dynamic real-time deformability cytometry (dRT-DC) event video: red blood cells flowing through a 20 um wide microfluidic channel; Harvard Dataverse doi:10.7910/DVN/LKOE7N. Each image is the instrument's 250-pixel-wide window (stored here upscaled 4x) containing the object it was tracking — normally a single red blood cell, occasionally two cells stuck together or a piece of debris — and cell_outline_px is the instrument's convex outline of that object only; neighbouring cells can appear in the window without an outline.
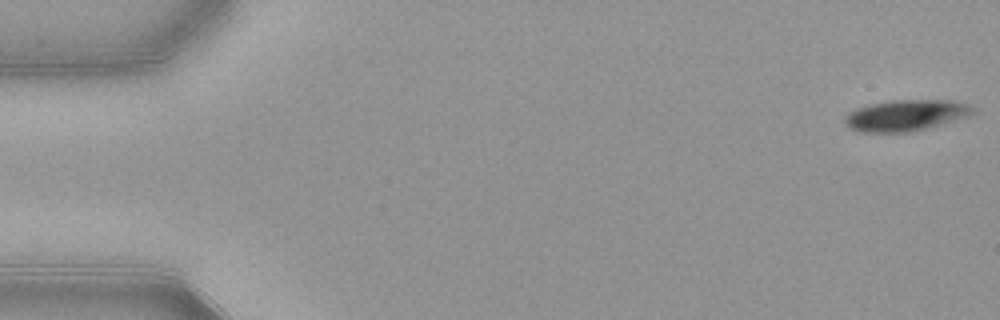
{"species": "common noctule bat (a hibernating species)", "species_latin": "Nyctalus noctula", "temperature_condition": "warm", "stored_images_in_passage": 49, "camera_frame_rate_fps": 3000, "um_per_image_px": 0.085, "animal": {"sex": "female", "body_mass_g": 21.9}, "frame": {"image": 1, "passage_image": 1, "time_ms": 0.0, "image_size_px": [1000, 320], "cell_outline_px": [[976, 112], [968, 116], [944, 124], [912, 132], [860, 132], [848, 128], [844, 124], [844, 116], [848, 112], [856, 108], [872, 104], [892, 100], [952, 100], [972, 104], [976, 108]], "centroid_in_image_um": [77.03, 9.81], "position_along_channel_um": 8.0, "area_um2": 23.7}}
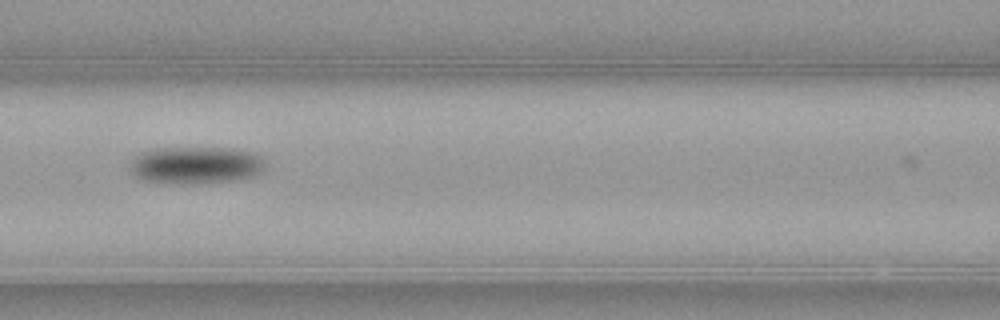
{"frame": {"image": 2, "passage_image": 23, "time_ms": 7.333, "image_size_px": [1000, 320], "cell_outline_px": [[264, 172], [252, 176], [232, 180], [192, 184], [180, 184], [144, 180], [136, 176], [132, 172], [132, 160], [140, 152], [156, 148], [232, 148], [252, 152], [264, 156]], "centroid_in_image_um": [16.69, 14.03], "position_along_channel_um": 149.9, "area_um2": 29.36}}
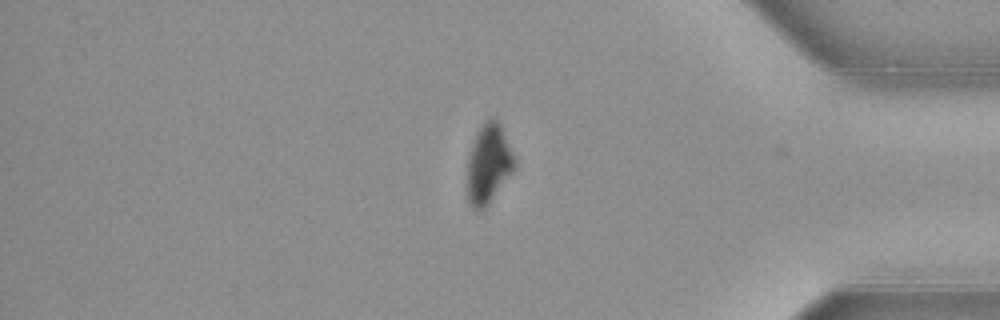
{"frame": {"image": 3, "passage_image": 44, "time_ms": 14.333, "image_size_px": [1000, 320], "cell_outline_px": [[516, 168], [488, 204], [484, 208], [476, 212], [472, 208], [468, 200], [468, 160], [472, 144], [476, 132], [480, 124], [492, 116], [500, 124], [516, 156]], "centroid_in_image_um": [41.55, 13.9], "position_along_channel_um": 393.6, "area_um2": 22.08}, "authors_computed_cell_mechanics": {"area_um2": 25.5476, "velocity_mm_per_s": 3.8907, "shape_relaxation_time_tau1_ms": 1.6001, "shape_relaxation_time_tau2_ms": null, "deformation_change_tau1": 0.0805, "deformation_change_tau2": null}}